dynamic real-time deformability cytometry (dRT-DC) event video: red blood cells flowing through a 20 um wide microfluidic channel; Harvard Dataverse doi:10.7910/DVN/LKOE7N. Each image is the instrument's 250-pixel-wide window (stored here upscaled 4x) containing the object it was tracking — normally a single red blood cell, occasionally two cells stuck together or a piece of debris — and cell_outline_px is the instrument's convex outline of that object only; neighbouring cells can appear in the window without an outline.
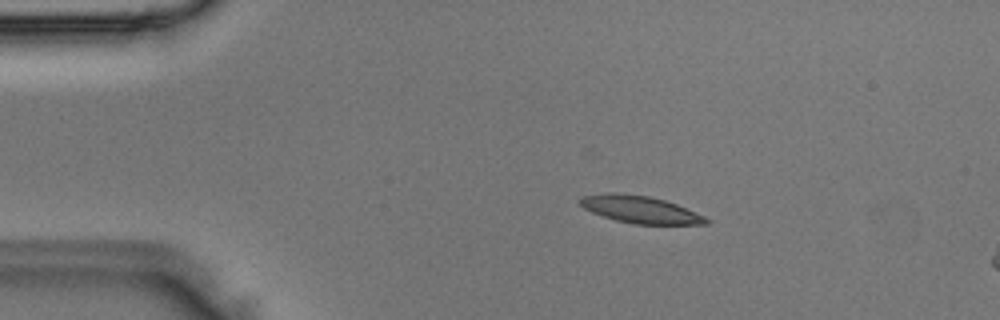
{"species": "Egyptian fruit bat (a non-hibernating species)", "species_latin": "Rousettus aegyptiacus", "temperature_condition": "room temperature", "stored_images_in_passage": 3, "camera_frame_rate_fps": 3000, "um_per_image_px": 0.085, "animal": {"sex": "male"}, "frame": {"image": 1, "passage_image": 2, "time_ms": 0.333, "image_size_px": [1000, 320], "cell_outline_px": [[712, 220], [708, 224], [632, 224], [616, 220], [592, 212], [584, 208], [576, 200], [580, 196], [608, 192], [616, 192], [648, 196], [664, 200], [676, 204], [704, 216]], "centroid_in_image_um": [54.38, 17.8], "position_along_channel_um": 30.6, "area_um2": 20.06}}